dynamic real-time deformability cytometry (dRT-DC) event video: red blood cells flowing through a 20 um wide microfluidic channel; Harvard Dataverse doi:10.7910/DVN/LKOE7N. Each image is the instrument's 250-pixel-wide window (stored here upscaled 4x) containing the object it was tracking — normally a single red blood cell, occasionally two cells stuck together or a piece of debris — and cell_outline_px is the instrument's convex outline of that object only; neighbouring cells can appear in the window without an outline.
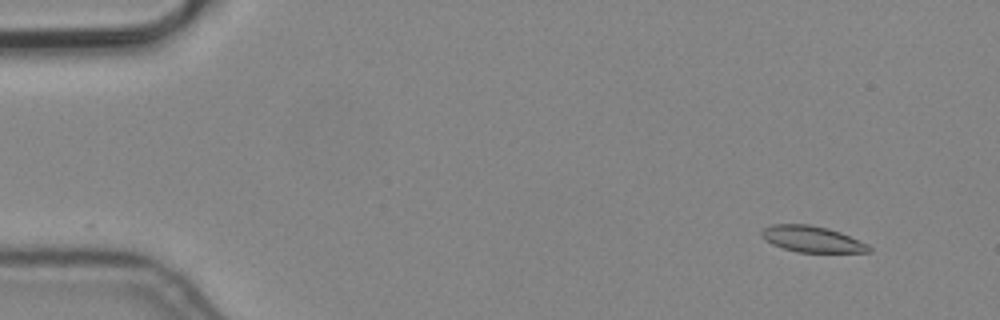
{"species": "common noctule bat (a hibernating species)", "species_latin": "Nyctalus noctula", "temperature_condition": "cold", "stored_images_in_passage": 8, "camera_frame_rate_fps": 3000, "um_per_image_px": 0.085, "animal": {"sex": "male", "body_mass_g": 19.2, "forearm_length_mm": 51.8}, "frame": {"image": 1, "passage_image": 2, "time_ms": 0.333, "image_size_px": [1000, 320], "cell_outline_px": [[872, 252], [796, 252], [772, 244], [764, 240], [760, 236], [760, 232], [764, 228], [772, 224], [808, 224], [828, 228], [840, 232], [868, 244], [872, 248]], "centroid_in_image_um": [69.0, 20.32], "position_along_channel_um": 16.0, "area_um2": 16.42}}
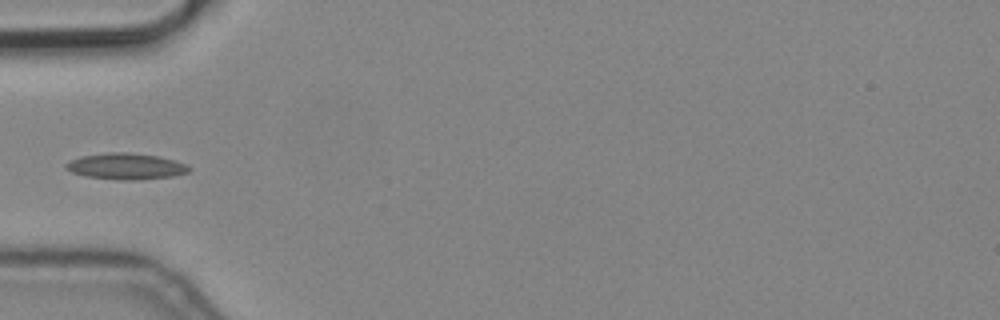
{"frame": {"image": 2, "passage_image": 6, "time_ms": 1.667, "image_size_px": [1000, 320], "cell_outline_px": [[192, 168], [188, 172], [172, 176], [132, 180], [124, 180], [84, 176], [72, 172], [64, 168], [64, 164], [68, 160], [80, 156], [108, 152], [128, 152], [160, 156], [184, 164]], "centroid_in_image_um": [10.64, 14.12], "position_along_channel_um": 74.4, "area_um2": 18.79}}
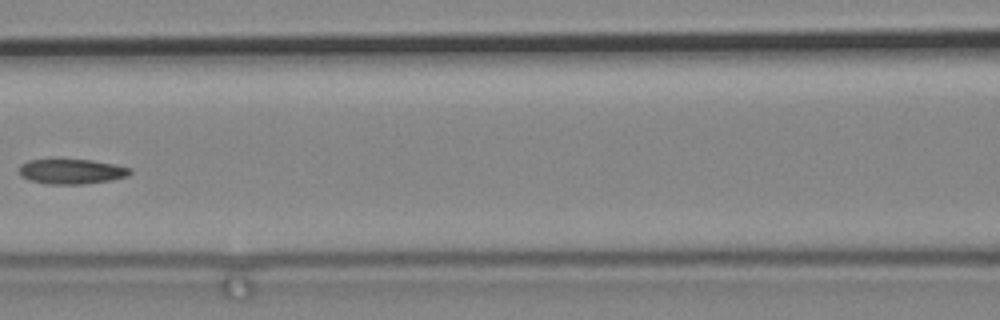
{"frame": {"image": 3, "passage_image": 8, "time_ms": 2.333, "image_size_px": [1000, 320], "cell_outline_px": [[132, 172], [128, 176], [112, 180], [84, 184], [48, 184], [28, 180], [20, 176], [20, 164], [28, 160], [92, 160], [116, 164], [132, 168]], "centroid_in_image_um": [6.11, 14.58], "position_along_channel_um": 160.5, "area_um2": 16.24}}